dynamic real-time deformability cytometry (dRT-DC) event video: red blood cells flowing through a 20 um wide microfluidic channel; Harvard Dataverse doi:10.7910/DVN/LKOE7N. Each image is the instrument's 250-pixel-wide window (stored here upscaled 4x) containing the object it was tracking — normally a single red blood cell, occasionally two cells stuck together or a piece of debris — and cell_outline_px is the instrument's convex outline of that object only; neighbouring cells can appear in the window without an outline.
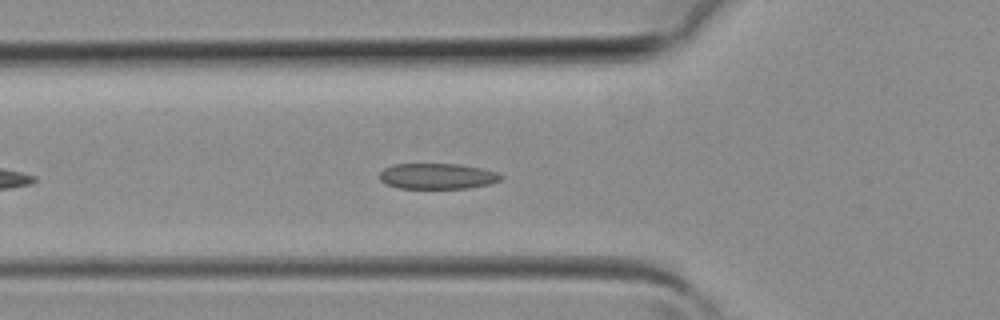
{"species": "common noctule bat (a hibernating species)", "species_latin": "Nyctalus noctula", "temperature_condition": "room temperature", "stored_images_in_passage": 31, "camera_frame_rate_fps": 3000, "um_per_image_px": 0.085, "animal": {"sex": "female", "body_mass_g": 19.3, "forearm_length_mm": 54.1}, "frame": {"image": 1, "passage_image": 6, "time_ms": 1.667, "image_size_px": [1000, 320], "cell_outline_px": [[504, 176], [500, 180], [488, 184], [468, 188], [400, 188], [384, 184], [380, 180], [380, 172], [384, 168], [392, 164], [460, 164], [480, 168], [496, 172]], "centroid_in_image_um": [37.14, 14.97], "position_along_channel_um": 88.7, "area_um2": 18.15}}
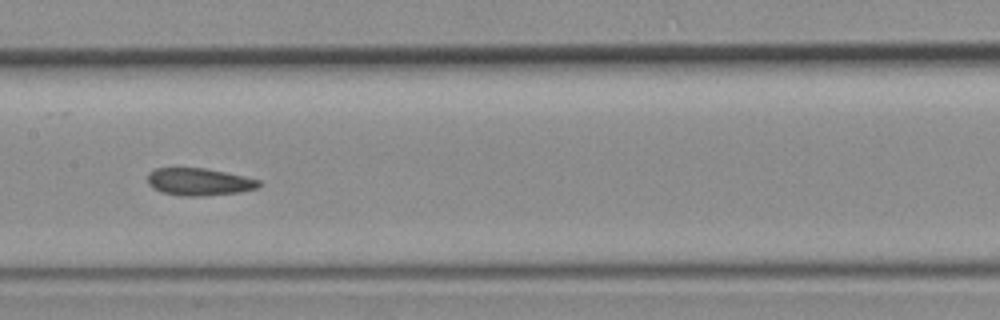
{"frame": {"image": 2, "passage_image": 12, "time_ms": 3.667, "image_size_px": [1000, 320], "cell_outline_px": [[264, 184], [256, 188], [240, 192], [204, 196], [180, 196], [160, 192], [152, 188], [148, 184], [148, 172], [156, 168], [204, 168], [244, 176], [260, 180]], "centroid_in_image_um": [16.91, 15.46], "position_along_channel_um": 190.5, "area_um2": 17.92}}
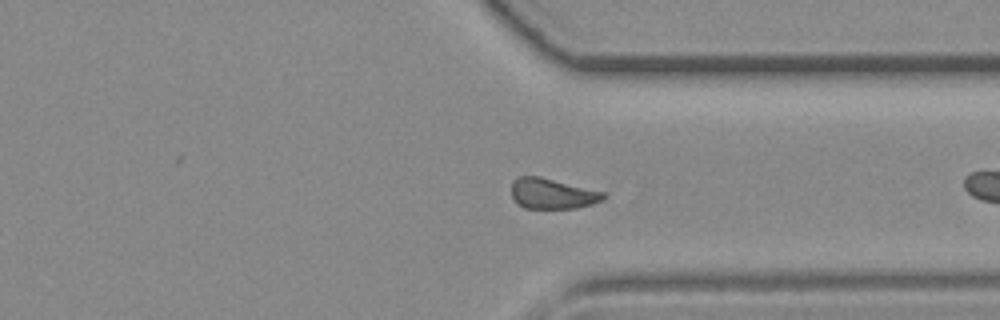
{"frame": {"image": 3, "passage_image": 20, "time_ms": 6.333, "image_size_px": [1000, 320], "cell_outline_px": [[608, 196], [604, 200], [592, 204], [576, 208], [524, 208], [516, 204], [512, 196], [512, 180], [520, 176], [540, 176], [608, 192]], "centroid_in_image_um": [47.0, 16.45], "position_along_channel_um": 364.4, "area_um2": 16.76}}